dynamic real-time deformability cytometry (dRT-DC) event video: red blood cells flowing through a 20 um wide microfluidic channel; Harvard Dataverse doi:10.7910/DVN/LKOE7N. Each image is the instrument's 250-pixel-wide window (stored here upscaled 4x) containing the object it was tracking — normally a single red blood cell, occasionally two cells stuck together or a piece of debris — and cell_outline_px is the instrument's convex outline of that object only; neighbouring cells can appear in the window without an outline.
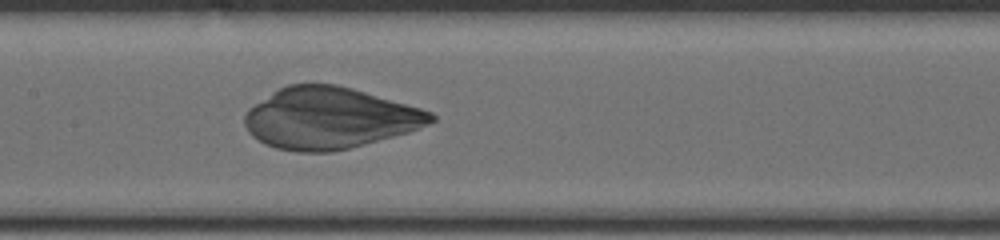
{"species": "human", "species_latin": "Homo sapiens", "temperature_condition": "cold", "stored_images_in_passage": 11, "segment_of_instrument_passage": [1, 2], "camera_frame_rate_fps": 3000, "um_per_image_px": 0.085, "donor": {"sex": "male"}, "frame": {"image": 1, "passage_image": 10, "time_ms": 5.333, "image_size_px": [1000, 240], "cell_outline_px": [[436, 120], [420, 128], [408, 132], [364, 144], [332, 152], [296, 152], [276, 148], [264, 144], [252, 136], [248, 132], [244, 124], [244, 116], [248, 108], [280, 88], [288, 84], [336, 84], [352, 88], [420, 108], [432, 112], [436, 116]], "centroid_in_image_um": [27.98, 10.05], "position_along_channel_um": 179.4, "area_um2": 66.35}}